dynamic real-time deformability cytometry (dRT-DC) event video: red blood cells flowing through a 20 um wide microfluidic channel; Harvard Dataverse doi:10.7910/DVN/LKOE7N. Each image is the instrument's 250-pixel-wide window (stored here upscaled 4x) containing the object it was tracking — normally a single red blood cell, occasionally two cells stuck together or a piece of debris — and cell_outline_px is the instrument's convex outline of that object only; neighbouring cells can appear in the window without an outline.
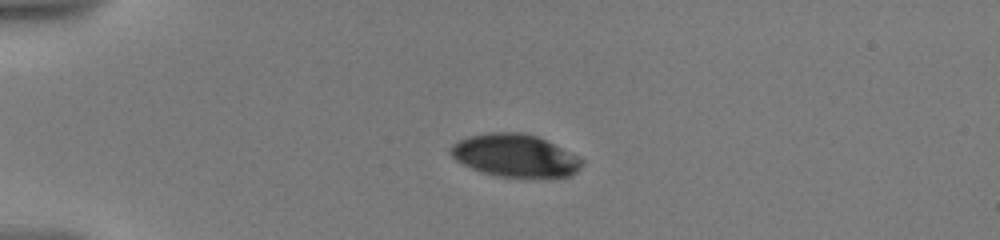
{"species": "human", "species_latin": "Homo sapiens", "temperature_condition": "warm", "stored_images_in_passage": 12, "camera_frame_rate_fps": 3000, "um_per_image_px": 0.085, "donor": {"sex": "male"}, "frame": {"image": 1, "passage_image": 7, "time_ms": 4.0, "image_size_px": [1000, 240], "cell_outline_px": [[584, 164], [576, 172], [568, 176], [496, 176], [472, 168], [456, 160], [452, 156], [452, 144], [468, 136], [488, 132], [524, 132], [536, 136], [572, 152], [580, 156], [584, 160]], "centroid_in_image_um": [43.82, 13.2], "position_along_channel_um": 41.2, "area_um2": 32.25}}
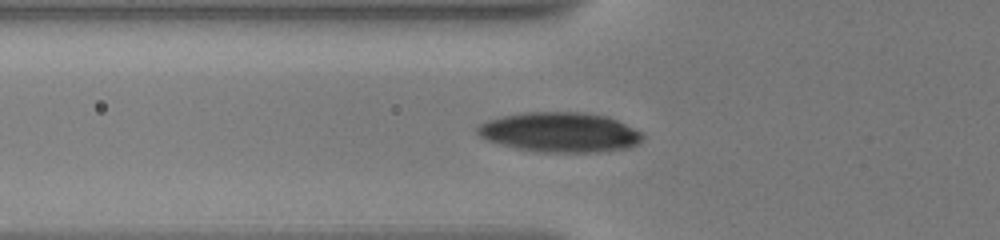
{"frame": {"image": 2, "passage_image": 10, "time_ms": 6.333, "image_size_px": [1000, 240], "cell_outline_px": [[644, 140], [628, 148], [608, 152], [536, 152], [516, 148], [484, 140], [476, 132], [476, 128], [480, 124], [488, 120], [504, 116], [524, 112], [584, 112], [608, 116], [644, 132]], "centroid_in_image_um": [47.63, 11.25], "position_along_channel_um": 78.2, "area_um2": 38.84}}
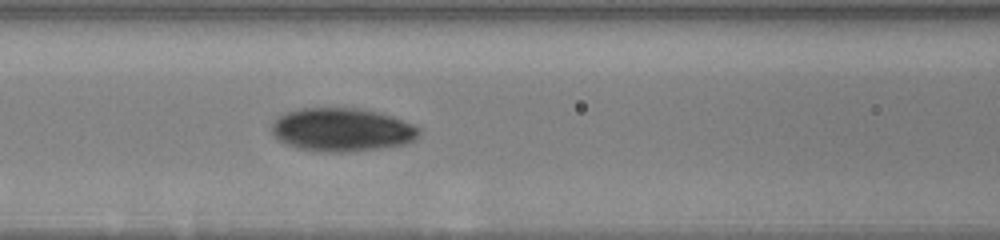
{"frame": {"image": 3, "passage_image": 12, "time_ms": 8.0, "image_size_px": [1000, 240], "cell_outline_px": [[420, 132], [408, 144], [380, 148], [348, 152], [324, 152], [296, 148], [276, 140], [272, 132], [272, 124], [284, 112], [300, 108], [360, 108], [380, 112], [392, 116], [412, 124], [420, 128]], "centroid_in_image_um": [29.04, 11.03], "position_along_channel_um": 137.6, "area_um2": 37.45}}